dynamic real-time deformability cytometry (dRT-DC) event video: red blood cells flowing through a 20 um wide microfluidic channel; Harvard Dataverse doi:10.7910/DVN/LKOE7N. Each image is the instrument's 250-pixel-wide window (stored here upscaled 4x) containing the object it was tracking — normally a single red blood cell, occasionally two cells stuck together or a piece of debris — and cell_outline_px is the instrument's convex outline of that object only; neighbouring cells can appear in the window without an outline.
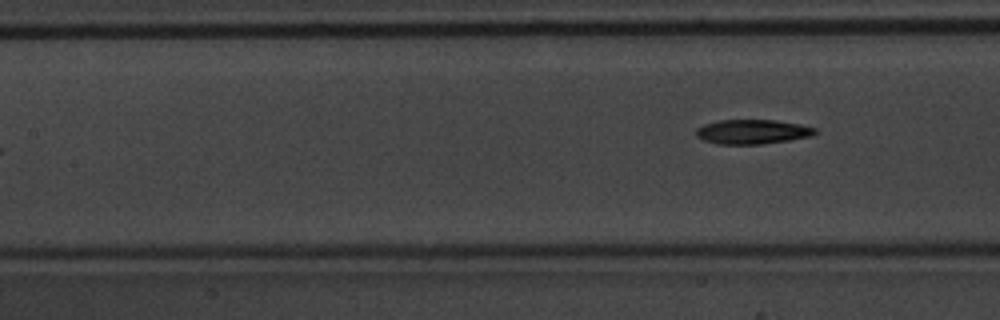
{"species": "common noctule bat (a hibernating species)", "species_latin": "Nyctalus noctula", "temperature_condition": "warm", "stored_images_in_passage": 8, "segment_of_instrument_passage": [2, 2], "camera_frame_rate_fps": 3000, "um_per_image_px": 0.085, "animal": {"sex": "male", "body_mass_g": 20.1, "forearm_length_mm": 53.5}, "frame": {"image": 1, "passage_image": 8, "time_ms": 2.333, "image_size_px": [1000, 320], "cell_outline_px": [[816, 132], [812, 136], [788, 140], [760, 144], [716, 144], [704, 140], [696, 136], [696, 128], [704, 124], [720, 120], [776, 120], [800, 124], [816, 128]], "centroid_in_image_um": [63.94, 11.19], "position_along_channel_um": 143.5, "area_um2": 16.94}}